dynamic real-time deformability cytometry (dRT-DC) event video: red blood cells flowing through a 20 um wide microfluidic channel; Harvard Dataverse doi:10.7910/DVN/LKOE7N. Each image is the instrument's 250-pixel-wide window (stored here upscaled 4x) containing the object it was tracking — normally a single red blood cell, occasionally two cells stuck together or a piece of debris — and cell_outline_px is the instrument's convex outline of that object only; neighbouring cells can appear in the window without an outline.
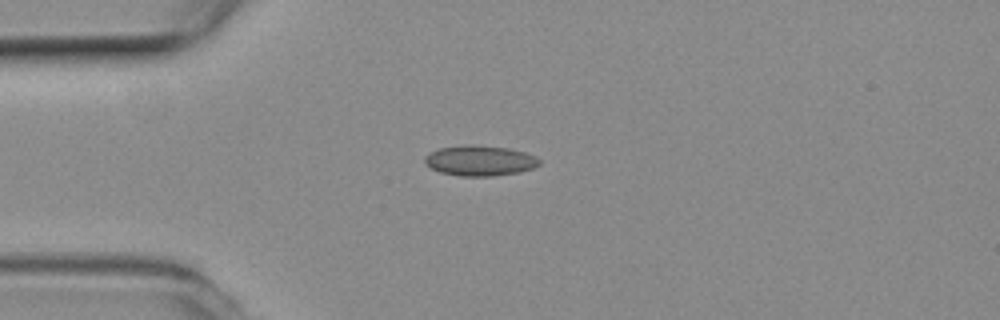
{"species": "common noctule bat (a hibernating species)", "species_latin": "Nyctalus noctula", "temperature_condition": "room temperature", "stored_images_in_passage": 2, "camera_frame_rate_fps": 3000, "um_per_image_px": 0.085, "animal": {"sex": "female", "body_mass_g": 19.3, "forearm_length_mm": 54.1}, "frame": {"image": 1, "passage_image": 1, "time_ms": 0.0, "image_size_px": [1000, 320], "cell_outline_px": [[540, 164], [532, 168], [520, 172], [492, 176], [460, 176], [440, 172], [424, 164], [424, 156], [440, 148], [464, 144], [472, 144], [508, 148], [524, 152], [536, 156], [540, 160]], "centroid_in_image_um": [40.78, 13.65], "position_along_channel_um": 44.2, "area_um2": 20.35}}
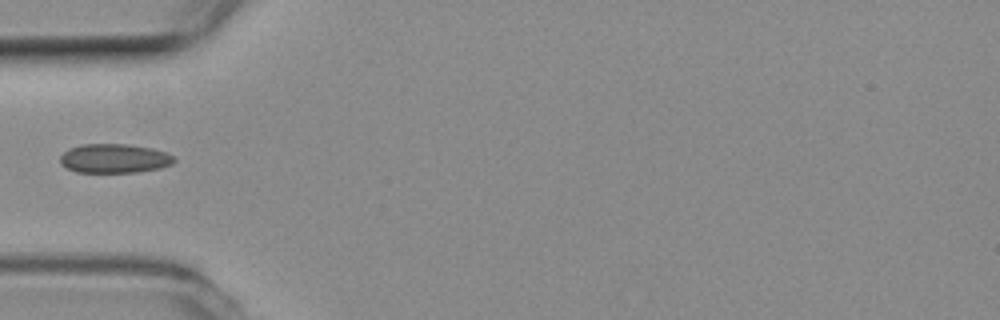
{"frame": {"image": 2, "passage_image": 2, "time_ms": 0.333, "image_size_px": [1000, 320], "cell_outline_px": [[176, 160], [172, 164], [160, 168], [136, 172], [76, 172], [60, 164], [60, 156], [68, 148], [80, 144], [128, 144], [152, 148], [168, 152]], "centroid_in_image_um": [9.71, 13.46], "position_along_channel_um": 75.3, "area_um2": 19.48}}